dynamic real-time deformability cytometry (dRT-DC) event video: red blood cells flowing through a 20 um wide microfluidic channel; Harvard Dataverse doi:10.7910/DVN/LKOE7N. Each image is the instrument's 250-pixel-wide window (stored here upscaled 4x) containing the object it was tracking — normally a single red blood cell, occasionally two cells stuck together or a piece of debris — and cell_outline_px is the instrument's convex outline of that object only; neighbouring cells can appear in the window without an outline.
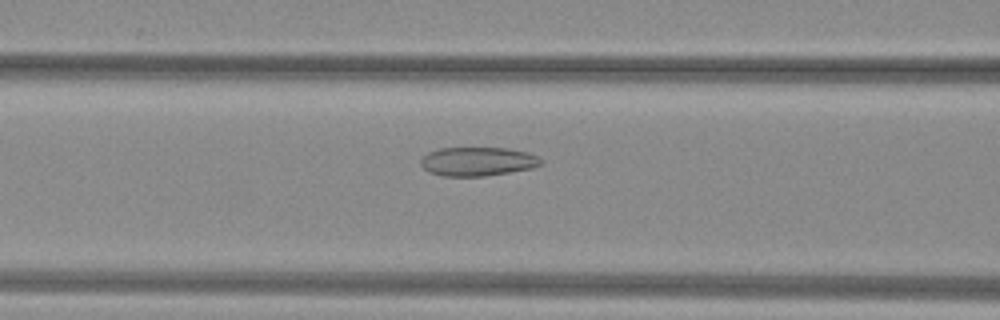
{"species": "common noctule bat (a hibernating species)", "species_latin": "Nyctalus noctula", "temperature_condition": "warm", "stored_images_in_passage": 33, "camera_frame_rate_fps": 3000, "um_per_image_px": 0.085, "animal": {"sex": "female", "body_mass_g": 29.2, "forearm_length_mm": 56.3}, "frame": {"image": 1, "passage_image": 9, "time_ms": 2.667, "image_size_px": [1000, 320], "cell_outline_px": [[544, 164], [532, 168], [484, 176], [444, 176], [428, 172], [420, 164], [420, 160], [428, 152], [440, 148], [504, 148], [528, 152], [544, 160]], "centroid_in_image_um": [40.61, 13.72], "position_along_channel_um": 126.0, "area_um2": 20.23}}
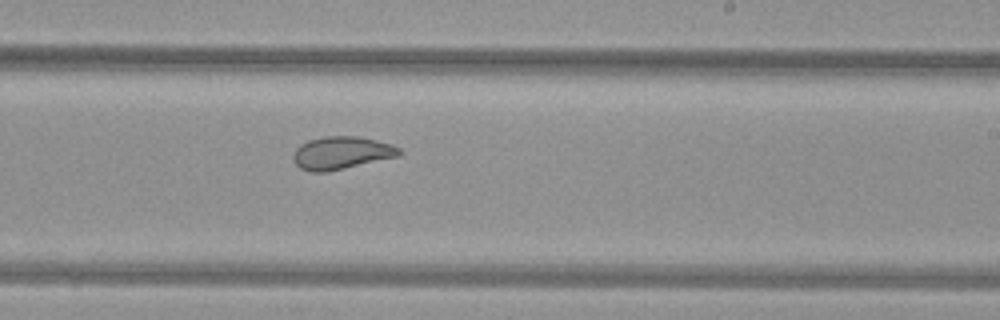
{"frame": {"image": 2, "passage_image": 19, "time_ms": 6.0, "image_size_px": [1000, 320], "cell_outline_px": [[400, 156], [344, 168], [324, 172], [308, 172], [300, 168], [292, 160], [292, 156], [296, 148], [300, 144], [308, 140], [324, 136], [356, 136], [392, 144], [400, 148]], "centroid_in_image_um": [28.99, 13.0], "position_along_channel_um": 260.0, "area_um2": 20.23}}
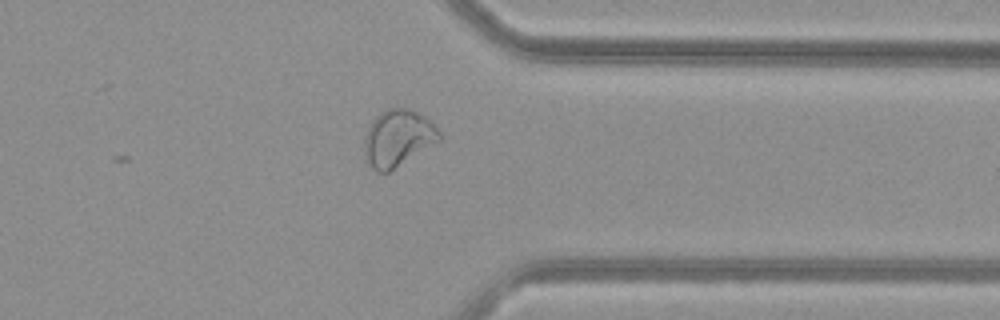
{"frame": {"image": 3, "passage_image": 28, "time_ms": 9.0, "image_size_px": [1000, 320], "cell_outline_px": [[440, 140], [388, 172], [376, 172], [372, 168], [364, 156], [364, 136], [372, 120], [380, 112], [388, 108], [404, 108], [416, 112], [424, 116], [440, 132]], "centroid_in_image_um": [33.77, 11.74], "position_along_channel_um": 377.6, "area_um2": 24.39}, "authors_computed_cell_mechanics": {"area_um2": 20.2878, "velocity_mm_per_s": 4.0314, "shape_relaxation_time_tau1_ms": null, "shape_relaxation_time_tau2_ms": 1.7605, "deformation_change_tau1": null, "deformation_change_tau2": 0.0781}}